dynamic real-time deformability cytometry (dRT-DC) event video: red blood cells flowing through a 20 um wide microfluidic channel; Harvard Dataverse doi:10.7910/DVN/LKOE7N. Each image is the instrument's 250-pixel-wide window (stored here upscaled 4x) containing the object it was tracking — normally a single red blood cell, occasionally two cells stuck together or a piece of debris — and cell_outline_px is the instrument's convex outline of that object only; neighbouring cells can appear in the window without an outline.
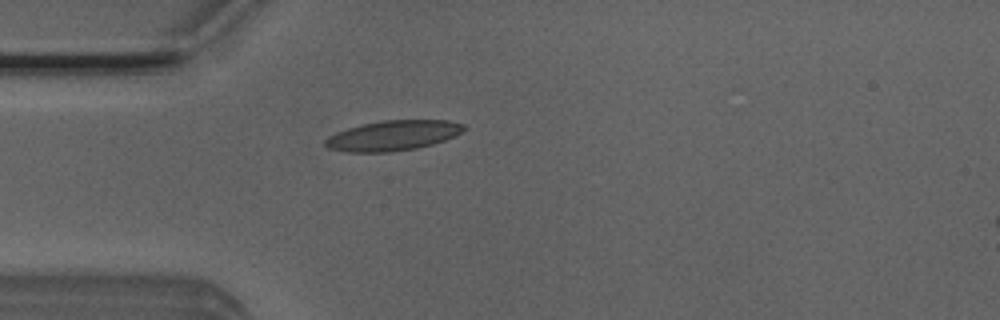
{"species": "Egyptian fruit bat (a non-hibernating species)", "species_latin": "Rousettus aegyptiacus", "temperature_condition": "room temperature", "stored_images_in_passage": 4, "camera_frame_rate_fps": 3000, "um_per_image_px": 0.085, "animal": {"sex": "male"}, "frame": {"image": 1, "passage_image": 4, "time_ms": 1.0, "image_size_px": [1000, 320], "cell_outline_px": [[468, 128], [444, 140], [432, 144], [416, 148], [392, 152], [348, 152], [328, 148], [324, 144], [324, 140], [328, 136], [336, 132], [348, 128], [380, 120], [448, 120], [464, 124]], "centroid_in_image_um": [33.38, 11.52], "position_along_channel_um": 51.6, "area_um2": 24.28}}